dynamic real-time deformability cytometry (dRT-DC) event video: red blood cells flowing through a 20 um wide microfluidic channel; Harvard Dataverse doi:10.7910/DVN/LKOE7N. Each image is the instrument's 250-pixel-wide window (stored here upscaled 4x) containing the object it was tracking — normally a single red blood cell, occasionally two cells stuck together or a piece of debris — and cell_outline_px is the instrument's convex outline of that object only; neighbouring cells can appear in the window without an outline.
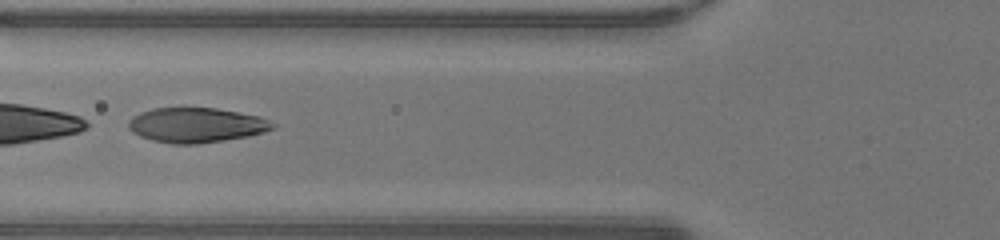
{"species": "human", "species_latin": "Homo sapiens", "temperature_condition": "warm", "stored_images_in_passage": 47, "segment_of_instrument_passage": [2, 2], "camera_frame_rate_fps": 3000, "um_per_image_px": 0.085, "donor": {"sex": "male"}, "frame": {"image": 1, "passage_image": 18, "time_ms": 5.667, "image_size_px": [1000, 240], "cell_outline_px": [[276, 128], [264, 132], [248, 136], [224, 140], [196, 144], [172, 144], [152, 140], [140, 136], [132, 132], [128, 128], [128, 120], [132, 116], [140, 112], [152, 108], [216, 108], [240, 112], [260, 116], [276, 124]], "centroid_in_image_um": [16.68, 10.63], "position_along_channel_um": 109.1, "area_um2": 29.48}}
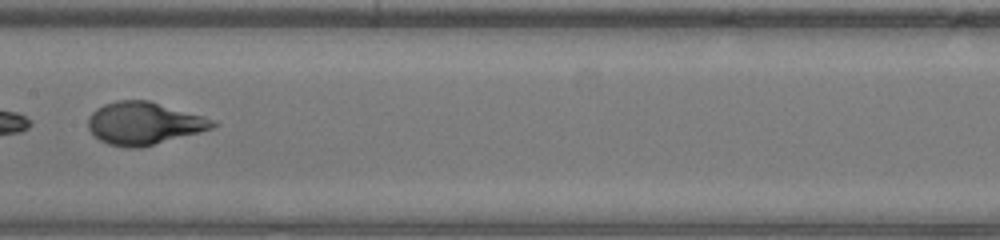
{"frame": {"image": 2, "passage_image": 24, "time_ms": 7.667, "image_size_px": [1000, 240], "cell_outline_px": [[220, 124], [212, 128], [140, 148], [128, 148], [108, 144], [100, 140], [88, 128], [88, 120], [92, 112], [96, 108], [104, 104], [116, 100], [148, 100], [204, 116], [216, 120]], "centroid_in_image_um": [12.24, 10.47], "position_along_channel_um": 195.2, "area_um2": 30.75}}